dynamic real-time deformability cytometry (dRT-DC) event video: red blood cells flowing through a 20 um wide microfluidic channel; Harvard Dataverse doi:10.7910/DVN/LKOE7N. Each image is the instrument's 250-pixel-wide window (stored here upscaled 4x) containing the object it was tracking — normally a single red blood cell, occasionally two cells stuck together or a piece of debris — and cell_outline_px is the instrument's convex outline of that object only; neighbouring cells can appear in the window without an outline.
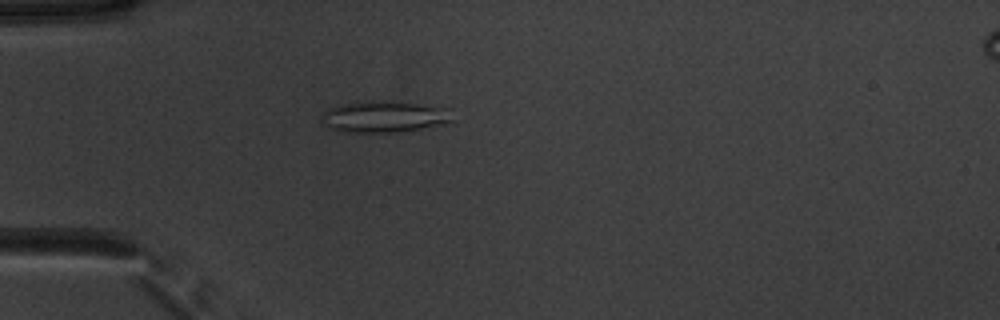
{"species": "common noctule bat (a hibernating species)", "species_latin": "Nyctalus noctula", "temperature_condition": "warm", "stored_images_in_passage": 51, "camera_frame_rate_fps": 3000, "um_per_image_px": 0.085, "animal": {"sex": "male", "body_mass_g": 20.1, "forearm_length_mm": 53.5}, "frame": {"image": 1, "passage_image": 15, "time_ms": 4.667, "image_size_px": [1000, 320], "cell_outline_px": [[452, 120], [444, 124], [396, 132], [336, 132], [324, 124], [320, 120], [320, 116], [328, 108], [344, 104], [416, 104], [452, 108]], "centroid_in_image_um": [32.65, 9.98], "position_along_channel_um": 52.3, "area_um2": 22.89}}
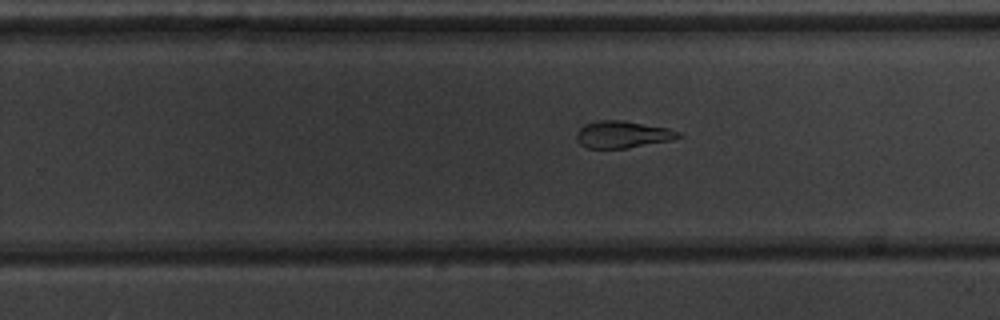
{"frame": {"image": 2, "passage_image": 33, "time_ms": 10.667, "image_size_px": [1000, 320], "cell_outline_px": [[684, 136], [672, 140], [628, 148], [588, 148], [580, 144], [576, 140], [576, 132], [584, 124], [596, 120], [624, 120], [668, 128], [680, 132]], "centroid_in_image_um": [52.92, 11.42], "position_along_channel_um": 276.9, "area_um2": 16.24}}
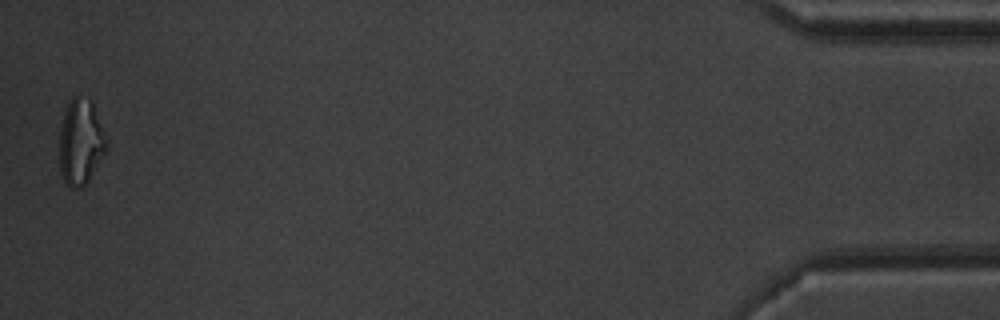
{"frame": {"image": 3, "passage_image": 51, "time_ms": 16.667, "image_size_px": [1000, 320], "cell_outline_px": [[108, 144], [104, 152], [88, 180], [80, 188], [72, 188], [64, 180], [60, 172], [60, 128], [64, 112], [72, 96], [76, 96], [92, 100], [108, 140]], "centroid_in_image_um": [6.86, 12.03], "position_along_channel_um": 428.3, "area_um2": 23.24}, "authors_computed_cell_mechanics": {"area_um2": 19.1896, "velocity_mm_per_s": 3.9487, "shape_relaxation_time_tau1_ms": null, "shape_relaxation_time_tau2_ms": 3.9723, "deformation_change_tau1": null, "deformation_change_tau2": 0.1189}}